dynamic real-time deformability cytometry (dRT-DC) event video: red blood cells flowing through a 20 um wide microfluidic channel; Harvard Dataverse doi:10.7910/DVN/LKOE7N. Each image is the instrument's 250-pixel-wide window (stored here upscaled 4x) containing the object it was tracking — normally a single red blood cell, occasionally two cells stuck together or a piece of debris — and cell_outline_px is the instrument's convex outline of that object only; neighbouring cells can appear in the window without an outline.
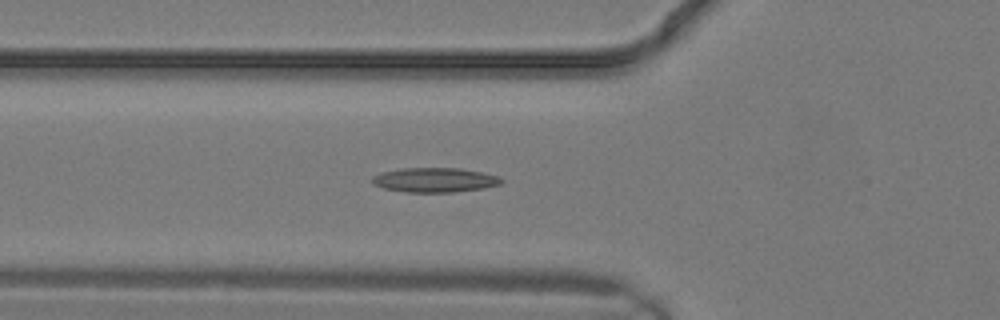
{"species": "common noctule bat (a hibernating species)", "species_latin": "Nyctalus noctula", "temperature_condition": "warm", "stored_images_in_passage": 9, "camera_frame_rate_fps": 3000, "um_per_image_px": 0.085, "animal": {"sex": "male", "body_mass_g": 19.2, "forearm_length_mm": 51.8}, "frame": {"image": 1, "passage_image": 7, "time_ms": 2.0, "image_size_px": [1000, 320], "cell_outline_px": [[504, 180], [500, 184], [484, 188], [452, 192], [408, 192], [384, 188], [372, 184], [372, 176], [380, 172], [400, 168], [460, 168], [480, 172], [496, 176]], "centroid_in_image_um": [36.9, 15.29], "position_along_channel_um": 88.9, "area_um2": 18.38}}
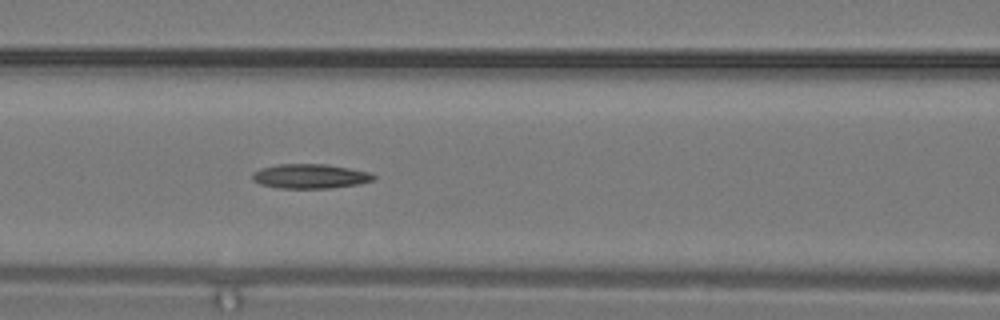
{"frame": {"image": 2, "passage_image": 9, "time_ms": 2.667, "image_size_px": [1000, 320], "cell_outline_px": [[376, 176], [372, 180], [360, 184], [332, 188], [280, 188], [260, 184], [252, 180], [252, 172], [260, 168], [276, 164], [324, 164], [348, 168], [368, 172]], "centroid_in_image_um": [26.32, 14.98], "position_along_channel_um": 140.3, "area_um2": 17.28}}